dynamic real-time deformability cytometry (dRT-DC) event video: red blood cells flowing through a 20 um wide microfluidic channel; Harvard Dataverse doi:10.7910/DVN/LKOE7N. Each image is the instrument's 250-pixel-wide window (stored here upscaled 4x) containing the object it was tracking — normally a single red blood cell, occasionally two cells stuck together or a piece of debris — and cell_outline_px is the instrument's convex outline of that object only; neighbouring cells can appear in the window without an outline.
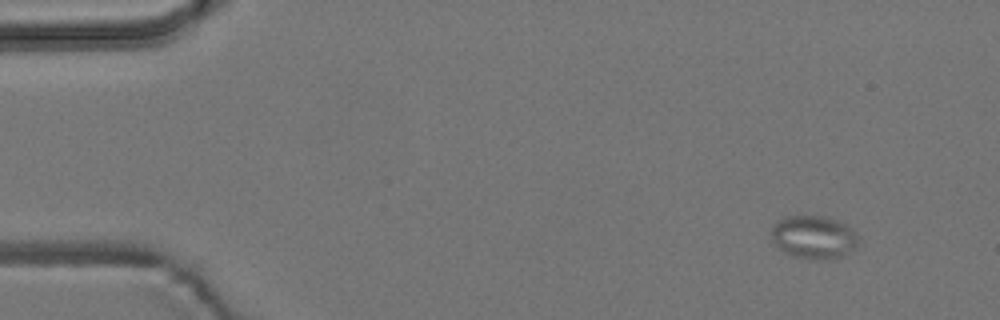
{"species": "common noctule bat (a hibernating species)", "species_latin": "Nyctalus noctula", "temperature_condition": "room temperature", "stored_images_in_passage": 7, "camera_frame_rate_fps": 3000, "um_per_image_px": 0.085, "animal": {"sex": "male", "body_mass_g": 19.2, "forearm_length_mm": 51.8}, "frame": {"image": 1, "passage_image": 1, "time_ms": 0.0, "image_size_px": [1000, 320], "cell_outline_px": [[860, 240], [852, 248], [840, 256], [832, 260], [808, 260], [792, 256], [776, 248], [768, 232], [776, 220], [784, 216], [824, 216], [836, 220], [844, 224], [856, 232], [860, 236]], "centroid_in_image_um": [69.09, 20.17], "position_along_channel_um": 15.9, "area_um2": 22.43}}
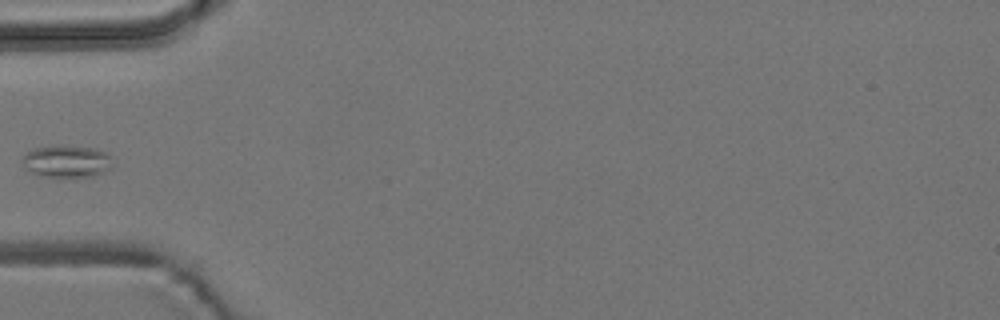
{"frame": {"image": 2, "passage_image": 5, "time_ms": 4.667, "image_size_px": [1000, 320], "cell_outline_px": [[112, 156], [108, 168], [104, 172], [92, 176], [56, 180], [40, 176], [28, 172], [24, 168], [24, 156], [28, 152], [36, 148], [92, 148], [104, 152]], "centroid_in_image_um": [5.64, 13.82], "position_along_channel_um": 79.4, "area_um2": 16.65}}
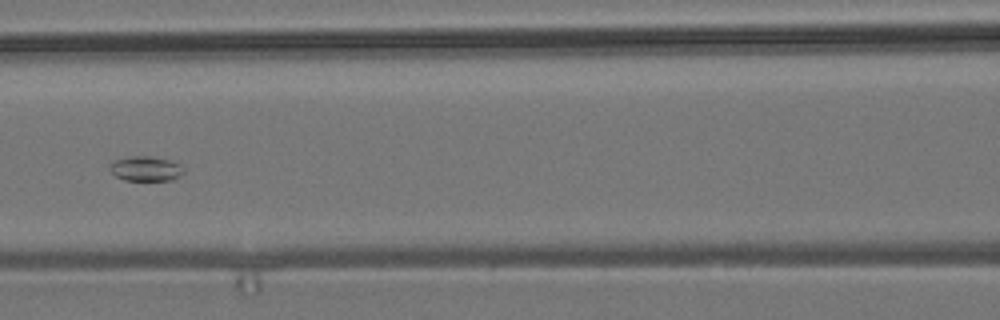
{"frame": {"image": 3, "passage_image": 7, "time_ms": 6.667, "image_size_px": [1000, 320], "cell_outline_px": [[184, 172], [172, 180], [124, 180], [116, 176], [108, 168], [108, 164], [112, 160], [128, 156], [148, 156], [168, 160], [180, 164]], "centroid_in_image_um": [12.32, 14.33], "position_along_channel_um": 154.3, "area_um2": 10.69}}